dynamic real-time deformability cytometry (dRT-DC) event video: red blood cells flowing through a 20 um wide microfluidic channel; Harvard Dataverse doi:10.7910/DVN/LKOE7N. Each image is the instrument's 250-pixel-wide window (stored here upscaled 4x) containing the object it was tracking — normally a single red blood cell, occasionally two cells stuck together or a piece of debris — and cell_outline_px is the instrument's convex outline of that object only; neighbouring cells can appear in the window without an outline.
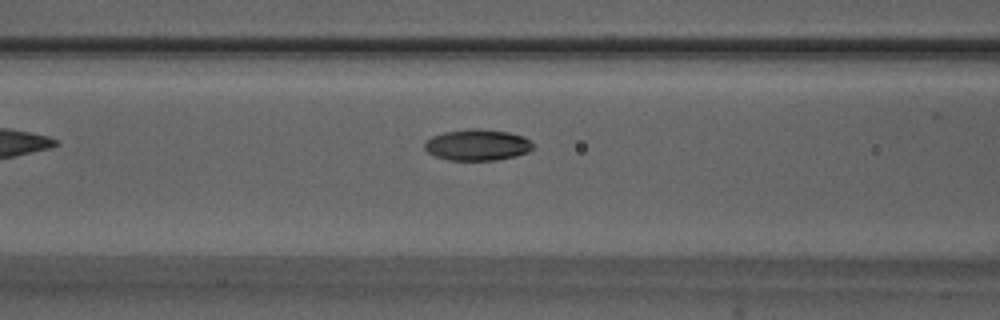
{"species": "Egyptian fruit bat (a non-hibernating species)", "species_latin": "Rousettus aegyptiacus", "temperature_condition": "warm", "stored_images_in_passage": 15, "camera_frame_rate_fps": 3000, "um_per_image_px": 0.085, "animal": {"sex": "male"}, "frame": {"image": 1, "passage_image": 7, "time_ms": 2.0, "image_size_px": [1000, 320], "cell_outline_px": [[536, 148], [528, 152], [516, 156], [496, 160], [448, 160], [436, 156], [428, 152], [424, 148], [424, 144], [432, 136], [444, 132], [468, 128], [480, 128], [508, 132], [524, 136]], "centroid_in_image_um": [40.59, 12.31], "position_along_channel_um": 126.0, "area_um2": 19.83}}
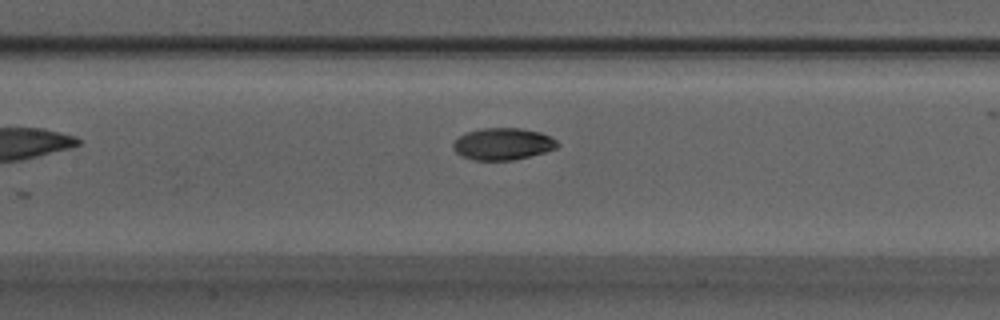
{"frame": {"image": 2, "passage_image": 10, "time_ms": 3.0, "image_size_px": [1000, 320], "cell_outline_px": [[560, 144], [556, 148], [544, 152], [512, 160], [476, 160], [464, 156], [456, 152], [452, 148], [452, 144], [464, 132], [484, 128], [520, 128], [540, 132], [556, 140]], "centroid_in_image_um": [42.73, 12.22], "position_along_channel_um": 164.7, "area_um2": 19.19}}